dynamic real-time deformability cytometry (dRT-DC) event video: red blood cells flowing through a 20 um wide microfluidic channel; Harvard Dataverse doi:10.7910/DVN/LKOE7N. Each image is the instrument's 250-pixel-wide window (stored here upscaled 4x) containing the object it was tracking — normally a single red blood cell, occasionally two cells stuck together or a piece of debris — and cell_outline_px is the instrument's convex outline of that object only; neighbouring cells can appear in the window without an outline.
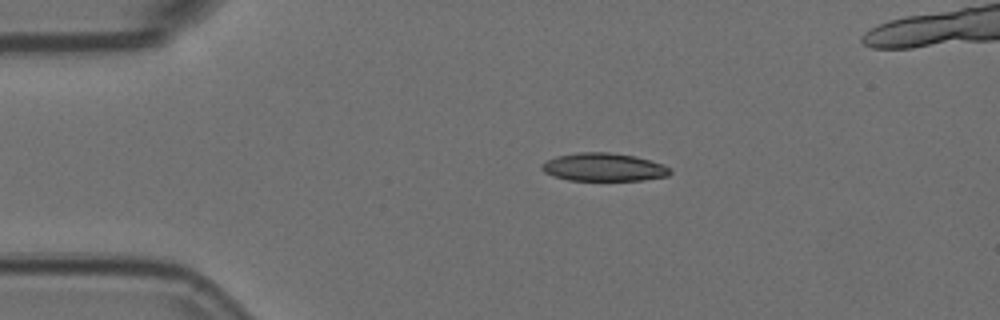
{"species": "Egyptian fruit bat (a non-hibernating species)", "species_latin": "Rousettus aegyptiacus", "temperature_condition": "room temperature", "stored_images_in_passage": 3, "camera_frame_rate_fps": 3000, "um_per_image_px": 0.085, "animal": {"sex": "female"}, "frame": {"image": 1, "passage_image": 1, "time_ms": 0.0, "image_size_px": [1000, 320], "cell_outline_px": [[672, 172], [668, 176], [644, 180], [568, 180], [552, 176], [544, 172], [540, 168], [540, 164], [556, 156], [576, 152], [608, 152], [636, 156], [664, 164]], "centroid_in_image_um": [51.3, 14.2], "position_along_channel_um": 33.7, "area_um2": 21.15}}